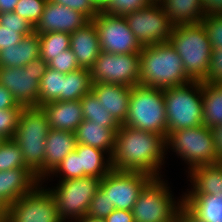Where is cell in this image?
<instances>
[{
	"mask_svg": "<svg viewBox=\"0 0 222 222\" xmlns=\"http://www.w3.org/2000/svg\"><path fill=\"white\" fill-rule=\"evenodd\" d=\"M70 49L80 68L90 69L101 53L96 27L92 21L70 34Z\"/></svg>",
	"mask_w": 222,
	"mask_h": 222,
	"instance_id": "20",
	"label": "cell"
},
{
	"mask_svg": "<svg viewBox=\"0 0 222 222\" xmlns=\"http://www.w3.org/2000/svg\"><path fill=\"white\" fill-rule=\"evenodd\" d=\"M23 108V106H15L14 108L0 110V137L4 140L13 138Z\"/></svg>",
	"mask_w": 222,
	"mask_h": 222,
	"instance_id": "38",
	"label": "cell"
},
{
	"mask_svg": "<svg viewBox=\"0 0 222 222\" xmlns=\"http://www.w3.org/2000/svg\"><path fill=\"white\" fill-rule=\"evenodd\" d=\"M87 22L89 20L82 13L48 0L34 32L38 35L49 32L72 34Z\"/></svg>",
	"mask_w": 222,
	"mask_h": 222,
	"instance_id": "16",
	"label": "cell"
},
{
	"mask_svg": "<svg viewBox=\"0 0 222 222\" xmlns=\"http://www.w3.org/2000/svg\"><path fill=\"white\" fill-rule=\"evenodd\" d=\"M92 83L139 85L140 53L114 54L101 51L89 69Z\"/></svg>",
	"mask_w": 222,
	"mask_h": 222,
	"instance_id": "11",
	"label": "cell"
},
{
	"mask_svg": "<svg viewBox=\"0 0 222 222\" xmlns=\"http://www.w3.org/2000/svg\"><path fill=\"white\" fill-rule=\"evenodd\" d=\"M40 108L47 117L50 129L75 132L84 121L80 100L53 101Z\"/></svg>",
	"mask_w": 222,
	"mask_h": 222,
	"instance_id": "19",
	"label": "cell"
},
{
	"mask_svg": "<svg viewBox=\"0 0 222 222\" xmlns=\"http://www.w3.org/2000/svg\"><path fill=\"white\" fill-rule=\"evenodd\" d=\"M130 30L142 46L167 43L174 25L170 22L160 3L124 16Z\"/></svg>",
	"mask_w": 222,
	"mask_h": 222,
	"instance_id": "14",
	"label": "cell"
},
{
	"mask_svg": "<svg viewBox=\"0 0 222 222\" xmlns=\"http://www.w3.org/2000/svg\"><path fill=\"white\" fill-rule=\"evenodd\" d=\"M19 0H0V13L13 12Z\"/></svg>",
	"mask_w": 222,
	"mask_h": 222,
	"instance_id": "49",
	"label": "cell"
},
{
	"mask_svg": "<svg viewBox=\"0 0 222 222\" xmlns=\"http://www.w3.org/2000/svg\"><path fill=\"white\" fill-rule=\"evenodd\" d=\"M40 57L39 35L24 36L15 46L0 50V67H22Z\"/></svg>",
	"mask_w": 222,
	"mask_h": 222,
	"instance_id": "24",
	"label": "cell"
},
{
	"mask_svg": "<svg viewBox=\"0 0 222 222\" xmlns=\"http://www.w3.org/2000/svg\"><path fill=\"white\" fill-rule=\"evenodd\" d=\"M91 91L120 125L125 123L131 87L112 83H93Z\"/></svg>",
	"mask_w": 222,
	"mask_h": 222,
	"instance_id": "18",
	"label": "cell"
},
{
	"mask_svg": "<svg viewBox=\"0 0 222 222\" xmlns=\"http://www.w3.org/2000/svg\"><path fill=\"white\" fill-rule=\"evenodd\" d=\"M50 130L40 107H24L20 112L13 141L20 147L25 165L43 181L46 137Z\"/></svg>",
	"mask_w": 222,
	"mask_h": 222,
	"instance_id": "4",
	"label": "cell"
},
{
	"mask_svg": "<svg viewBox=\"0 0 222 222\" xmlns=\"http://www.w3.org/2000/svg\"><path fill=\"white\" fill-rule=\"evenodd\" d=\"M152 178L144 172L112 169L101 179L99 188L116 209L132 211L140 192Z\"/></svg>",
	"mask_w": 222,
	"mask_h": 222,
	"instance_id": "15",
	"label": "cell"
},
{
	"mask_svg": "<svg viewBox=\"0 0 222 222\" xmlns=\"http://www.w3.org/2000/svg\"><path fill=\"white\" fill-rule=\"evenodd\" d=\"M168 42L182 59L185 73L193 81L205 82L212 47L202 23L175 25Z\"/></svg>",
	"mask_w": 222,
	"mask_h": 222,
	"instance_id": "3",
	"label": "cell"
},
{
	"mask_svg": "<svg viewBox=\"0 0 222 222\" xmlns=\"http://www.w3.org/2000/svg\"><path fill=\"white\" fill-rule=\"evenodd\" d=\"M163 0H151L152 3H161Z\"/></svg>",
	"mask_w": 222,
	"mask_h": 222,
	"instance_id": "53",
	"label": "cell"
},
{
	"mask_svg": "<svg viewBox=\"0 0 222 222\" xmlns=\"http://www.w3.org/2000/svg\"><path fill=\"white\" fill-rule=\"evenodd\" d=\"M105 222H134L132 211L115 209L107 218Z\"/></svg>",
	"mask_w": 222,
	"mask_h": 222,
	"instance_id": "46",
	"label": "cell"
},
{
	"mask_svg": "<svg viewBox=\"0 0 222 222\" xmlns=\"http://www.w3.org/2000/svg\"><path fill=\"white\" fill-rule=\"evenodd\" d=\"M174 222H203L195 217L184 205L180 207L175 216Z\"/></svg>",
	"mask_w": 222,
	"mask_h": 222,
	"instance_id": "47",
	"label": "cell"
},
{
	"mask_svg": "<svg viewBox=\"0 0 222 222\" xmlns=\"http://www.w3.org/2000/svg\"><path fill=\"white\" fill-rule=\"evenodd\" d=\"M48 67L64 74L80 69L76 57L70 48L62 51L61 54L49 61Z\"/></svg>",
	"mask_w": 222,
	"mask_h": 222,
	"instance_id": "41",
	"label": "cell"
},
{
	"mask_svg": "<svg viewBox=\"0 0 222 222\" xmlns=\"http://www.w3.org/2000/svg\"><path fill=\"white\" fill-rule=\"evenodd\" d=\"M205 83H222V48L212 49L210 69Z\"/></svg>",
	"mask_w": 222,
	"mask_h": 222,
	"instance_id": "43",
	"label": "cell"
},
{
	"mask_svg": "<svg viewBox=\"0 0 222 222\" xmlns=\"http://www.w3.org/2000/svg\"><path fill=\"white\" fill-rule=\"evenodd\" d=\"M202 81L164 90L167 136L174 131L203 125Z\"/></svg>",
	"mask_w": 222,
	"mask_h": 222,
	"instance_id": "5",
	"label": "cell"
},
{
	"mask_svg": "<svg viewBox=\"0 0 222 222\" xmlns=\"http://www.w3.org/2000/svg\"><path fill=\"white\" fill-rule=\"evenodd\" d=\"M151 4V0H111L104 11L111 15L126 16Z\"/></svg>",
	"mask_w": 222,
	"mask_h": 222,
	"instance_id": "39",
	"label": "cell"
},
{
	"mask_svg": "<svg viewBox=\"0 0 222 222\" xmlns=\"http://www.w3.org/2000/svg\"><path fill=\"white\" fill-rule=\"evenodd\" d=\"M119 128H106L90 120H84L76 129L77 144L92 146L105 151L110 157L115 147L116 131Z\"/></svg>",
	"mask_w": 222,
	"mask_h": 222,
	"instance_id": "23",
	"label": "cell"
},
{
	"mask_svg": "<svg viewBox=\"0 0 222 222\" xmlns=\"http://www.w3.org/2000/svg\"><path fill=\"white\" fill-rule=\"evenodd\" d=\"M40 57L48 63L62 51L70 48V34L64 32H49L39 35Z\"/></svg>",
	"mask_w": 222,
	"mask_h": 222,
	"instance_id": "33",
	"label": "cell"
},
{
	"mask_svg": "<svg viewBox=\"0 0 222 222\" xmlns=\"http://www.w3.org/2000/svg\"><path fill=\"white\" fill-rule=\"evenodd\" d=\"M168 184L162 177H153L144 186L132 208L134 222H174L183 197L177 202Z\"/></svg>",
	"mask_w": 222,
	"mask_h": 222,
	"instance_id": "8",
	"label": "cell"
},
{
	"mask_svg": "<svg viewBox=\"0 0 222 222\" xmlns=\"http://www.w3.org/2000/svg\"><path fill=\"white\" fill-rule=\"evenodd\" d=\"M212 131L215 150L218 158L222 161V124L216 125Z\"/></svg>",
	"mask_w": 222,
	"mask_h": 222,
	"instance_id": "48",
	"label": "cell"
},
{
	"mask_svg": "<svg viewBox=\"0 0 222 222\" xmlns=\"http://www.w3.org/2000/svg\"><path fill=\"white\" fill-rule=\"evenodd\" d=\"M168 149L189 166L187 172L222 162L215 150L213 131L205 125L171 132L166 138V151L170 153Z\"/></svg>",
	"mask_w": 222,
	"mask_h": 222,
	"instance_id": "7",
	"label": "cell"
},
{
	"mask_svg": "<svg viewBox=\"0 0 222 222\" xmlns=\"http://www.w3.org/2000/svg\"><path fill=\"white\" fill-rule=\"evenodd\" d=\"M72 222H105V221H104V219H98V218L83 216L82 218H79V219L74 220Z\"/></svg>",
	"mask_w": 222,
	"mask_h": 222,
	"instance_id": "51",
	"label": "cell"
},
{
	"mask_svg": "<svg viewBox=\"0 0 222 222\" xmlns=\"http://www.w3.org/2000/svg\"><path fill=\"white\" fill-rule=\"evenodd\" d=\"M203 125L214 128L222 124V83L203 82Z\"/></svg>",
	"mask_w": 222,
	"mask_h": 222,
	"instance_id": "29",
	"label": "cell"
},
{
	"mask_svg": "<svg viewBox=\"0 0 222 222\" xmlns=\"http://www.w3.org/2000/svg\"><path fill=\"white\" fill-rule=\"evenodd\" d=\"M115 206L111 204L108 196L99 188L89 204L88 211L85 216L105 219L114 210Z\"/></svg>",
	"mask_w": 222,
	"mask_h": 222,
	"instance_id": "37",
	"label": "cell"
},
{
	"mask_svg": "<svg viewBox=\"0 0 222 222\" xmlns=\"http://www.w3.org/2000/svg\"><path fill=\"white\" fill-rule=\"evenodd\" d=\"M97 30L100 49L106 53H141L143 46L130 30L124 16L100 11L91 20Z\"/></svg>",
	"mask_w": 222,
	"mask_h": 222,
	"instance_id": "13",
	"label": "cell"
},
{
	"mask_svg": "<svg viewBox=\"0 0 222 222\" xmlns=\"http://www.w3.org/2000/svg\"><path fill=\"white\" fill-rule=\"evenodd\" d=\"M33 32V25L15 12L0 13V50L15 46Z\"/></svg>",
	"mask_w": 222,
	"mask_h": 222,
	"instance_id": "28",
	"label": "cell"
},
{
	"mask_svg": "<svg viewBox=\"0 0 222 222\" xmlns=\"http://www.w3.org/2000/svg\"><path fill=\"white\" fill-rule=\"evenodd\" d=\"M48 68L41 57L22 67H0V85L7 88L18 104L37 107L40 80Z\"/></svg>",
	"mask_w": 222,
	"mask_h": 222,
	"instance_id": "10",
	"label": "cell"
},
{
	"mask_svg": "<svg viewBox=\"0 0 222 222\" xmlns=\"http://www.w3.org/2000/svg\"><path fill=\"white\" fill-rule=\"evenodd\" d=\"M40 183L4 211L5 222H63L53 195Z\"/></svg>",
	"mask_w": 222,
	"mask_h": 222,
	"instance_id": "12",
	"label": "cell"
},
{
	"mask_svg": "<svg viewBox=\"0 0 222 222\" xmlns=\"http://www.w3.org/2000/svg\"><path fill=\"white\" fill-rule=\"evenodd\" d=\"M75 150L79 155L80 170L91 177L103 178L111 170V157L103 150L77 144Z\"/></svg>",
	"mask_w": 222,
	"mask_h": 222,
	"instance_id": "25",
	"label": "cell"
},
{
	"mask_svg": "<svg viewBox=\"0 0 222 222\" xmlns=\"http://www.w3.org/2000/svg\"><path fill=\"white\" fill-rule=\"evenodd\" d=\"M40 183L29 168L0 171V207L5 211L22 196L32 192Z\"/></svg>",
	"mask_w": 222,
	"mask_h": 222,
	"instance_id": "17",
	"label": "cell"
},
{
	"mask_svg": "<svg viewBox=\"0 0 222 222\" xmlns=\"http://www.w3.org/2000/svg\"><path fill=\"white\" fill-rule=\"evenodd\" d=\"M92 80L88 69L80 68L64 75L62 101H77L92 90Z\"/></svg>",
	"mask_w": 222,
	"mask_h": 222,
	"instance_id": "30",
	"label": "cell"
},
{
	"mask_svg": "<svg viewBox=\"0 0 222 222\" xmlns=\"http://www.w3.org/2000/svg\"><path fill=\"white\" fill-rule=\"evenodd\" d=\"M84 120H90L106 128H120V124L114 117L106 111L105 107L100 104L98 98L91 91L85 94L81 99Z\"/></svg>",
	"mask_w": 222,
	"mask_h": 222,
	"instance_id": "31",
	"label": "cell"
},
{
	"mask_svg": "<svg viewBox=\"0 0 222 222\" xmlns=\"http://www.w3.org/2000/svg\"><path fill=\"white\" fill-rule=\"evenodd\" d=\"M212 49L222 48V14L208 15L201 20Z\"/></svg>",
	"mask_w": 222,
	"mask_h": 222,
	"instance_id": "40",
	"label": "cell"
},
{
	"mask_svg": "<svg viewBox=\"0 0 222 222\" xmlns=\"http://www.w3.org/2000/svg\"><path fill=\"white\" fill-rule=\"evenodd\" d=\"M53 3L69 7L75 11L82 13L89 21H91L98 13V9L91 0H49Z\"/></svg>",
	"mask_w": 222,
	"mask_h": 222,
	"instance_id": "42",
	"label": "cell"
},
{
	"mask_svg": "<svg viewBox=\"0 0 222 222\" xmlns=\"http://www.w3.org/2000/svg\"><path fill=\"white\" fill-rule=\"evenodd\" d=\"M123 125L167 138L164 90L141 85L131 87L128 116Z\"/></svg>",
	"mask_w": 222,
	"mask_h": 222,
	"instance_id": "6",
	"label": "cell"
},
{
	"mask_svg": "<svg viewBox=\"0 0 222 222\" xmlns=\"http://www.w3.org/2000/svg\"><path fill=\"white\" fill-rule=\"evenodd\" d=\"M64 73L47 68L40 80L39 102L37 107L53 101H62Z\"/></svg>",
	"mask_w": 222,
	"mask_h": 222,
	"instance_id": "32",
	"label": "cell"
},
{
	"mask_svg": "<svg viewBox=\"0 0 222 222\" xmlns=\"http://www.w3.org/2000/svg\"><path fill=\"white\" fill-rule=\"evenodd\" d=\"M96 8L98 9V11H104L111 3V0H91Z\"/></svg>",
	"mask_w": 222,
	"mask_h": 222,
	"instance_id": "50",
	"label": "cell"
},
{
	"mask_svg": "<svg viewBox=\"0 0 222 222\" xmlns=\"http://www.w3.org/2000/svg\"><path fill=\"white\" fill-rule=\"evenodd\" d=\"M52 176L60 178L59 181L76 179L86 176L80 170L79 155L77 154L76 150L69 153L60 162L56 169L47 177V179H44L41 183L44 184V181H47Z\"/></svg>",
	"mask_w": 222,
	"mask_h": 222,
	"instance_id": "35",
	"label": "cell"
},
{
	"mask_svg": "<svg viewBox=\"0 0 222 222\" xmlns=\"http://www.w3.org/2000/svg\"><path fill=\"white\" fill-rule=\"evenodd\" d=\"M183 205L203 222H222V194L182 195Z\"/></svg>",
	"mask_w": 222,
	"mask_h": 222,
	"instance_id": "26",
	"label": "cell"
},
{
	"mask_svg": "<svg viewBox=\"0 0 222 222\" xmlns=\"http://www.w3.org/2000/svg\"><path fill=\"white\" fill-rule=\"evenodd\" d=\"M188 176L190 178L191 189H187V193L184 192V195L221 196L222 162L193 168L188 172Z\"/></svg>",
	"mask_w": 222,
	"mask_h": 222,
	"instance_id": "22",
	"label": "cell"
},
{
	"mask_svg": "<svg viewBox=\"0 0 222 222\" xmlns=\"http://www.w3.org/2000/svg\"><path fill=\"white\" fill-rule=\"evenodd\" d=\"M15 106H22L17 103L12 93L0 85V110L14 108Z\"/></svg>",
	"mask_w": 222,
	"mask_h": 222,
	"instance_id": "44",
	"label": "cell"
},
{
	"mask_svg": "<svg viewBox=\"0 0 222 222\" xmlns=\"http://www.w3.org/2000/svg\"><path fill=\"white\" fill-rule=\"evenodd\" d=\"M3 140H4V139L0 137V144L2 143Z\"/></svg>",
	"mask_w": 222,
	"mask_h": 222,
	"instance_id": "54",
	"label": "cell"
},
{
	"mask_svg": "<svg viewBox=\"0 0 222 222\" xmlns=\"http://www.w3.org/2000/svg\"><path fill=\"white\" fill-rule=\"evenodd\" d=\"M45 161L43 164V180L46 179L60 162L75 150L77 141L75 133L50 129L46 137Z\"/></svg>",
	"mask_w": 222,
	"mask_h": 222,
	"instance_id": "21",
	"label": "cell"
},
{
	"mask_svg": "<svg viewBox=\"0 0 222 222\" xmlns=\"http://www.w3.org/2000/svg\"><path fill=\"white\" fill-rule=\"evenodd\" d=\"M100 181L101 178L85 176L58 181L53 188L46 187L54 197L63 222H72L86 215L89 204L99 189Z\"/></svg>",
	"mask_w": 222,
	"mask_h": 222,
	"instance_id": "9",
	"label": "cell"
},
{
	"mask_svg": "<svg viewBox=\"0 0 222 222\" xmlns=\"http://www.w3.org/2000/svg\"><path fill=\"white\" fill-rule=\"evenodd\" d=\"M160 4L174 26L198 24L205 17L201 0H163Z\"/></svg>",
	"mask_w": 222,
	"mask_h": 222,
	"instance_id": "27",
	"label": "cell"
},
{
	"mask_svg": "<svg viewBox=\"0 0 222 222\" xmlns=\"http://www.w3.org/2000/svg\"><path fill=\"white\" fill-rule=\"evenodd\" d=\"M48 0H19L13 12L30 22L33 27L39 22Z\"/></svg>",
	"mask_w": 222,
	"mask_h": 222,
	"instance_id": "36",
	"label": "cell"
},
{
	"mask_svg": "<svg viewBox=\"0 0 222 222\" xmlns=\"http://www.w3.org/2000/svg\"><path fill=\"white\" fill-rule=\"evenodd\" d=\"M4 221V210L0 207V222Z\"/></svg>",
	"mask_w": 222,
	"mask_h": 222,
	"instance_id": "52",
	"label": "cell"
},
{
	"mask_svg": "<svg viewBox=\"0 0 222 222\" xmlns=\"http://www.w3.org/2000/svg\"><path fill=\"white\" fill-rule=\"evenodd\" d=\"M204 16L222 14V0H201Z\"/></svg>",
	"mask_w": 222,
	"mask_h": 222,
	"instance_id": "45",
	"label": "cell"
},
{
	"mask_svg": "<svg viewBox=\"0 0 222 222\" xmlns=\"http://www.w3.org/2000/svg\"><path fill=\"white\" fill-rule=\"evenodd\" d=\"M191 81L185 73L182 59L169 42L143 46L139 85L165 90Z\"/></svg>",
	"mask_w": 222,
	"mask_h": 222,
	"instance_id": "2",
	"label": "cell"
},
{
	"mask_svg": "<svg viewBox=\"0 0 222 222\" xmlns=\"http://www.w3.org/2000/svg\"><path fill=\"white\" fill-rule=\"evenodd\" d=\"M166 154V138L163 135L122 124L116 131L111 166L113 170L138 171L152 177H163L161 170Z\"/></svg>",
	"mask_w": 222,
	"mask_h": 222,
	"instance_id": "1",
	"label": "cell"
},
{
	"mask_svg": "<svg viewBox=\"0 0 222 222\" xmlns=\"http://www.w3.org/2000/svg\"><path fill=\"white\" fill-rule=\"evenodd\" d=\"M28 168L23 160L20 147L13 139H5L0 144V171Z\"/></svg>",
	"mask_w": 222,
	"mask_h": 222,
	"instance_id": "34",
	"label": "cell"
}]
</instances>
